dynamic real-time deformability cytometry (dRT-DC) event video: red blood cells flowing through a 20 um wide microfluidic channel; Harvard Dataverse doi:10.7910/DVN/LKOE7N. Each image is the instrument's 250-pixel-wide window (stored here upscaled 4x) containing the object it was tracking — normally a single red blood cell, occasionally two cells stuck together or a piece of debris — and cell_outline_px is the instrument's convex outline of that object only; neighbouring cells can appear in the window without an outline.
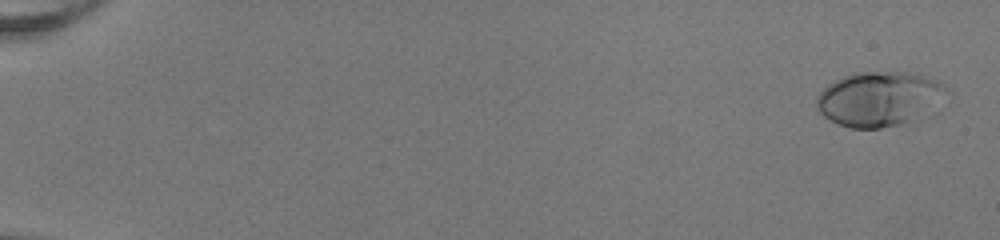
{"species": "human", "species_latin": "Homo sapiens", "temperature_condition": "room temperature", "stored_images_in_passage": 52, "camera_frame_rate_fps": 3000, "um_per_image_px": 0.085, "donor": {"sex": "female"}, "frame": {"image": 1, "passage_image": 2, "time_ms": 0.333, "image_size_px": [1000, 240], "cell_outline_px": [[944, 88], [908, 120], [900, 124], [880, 128], [852, 128], [836, 124], [828, 120], [816, 108], [816, 96], [828, 84], [844, 76], [856, 72], [908, 72], [924, 76], [936, 80]], "centroid_in_image_um": [74.44, 8.38], "position_along_channel_um": 10.6, "area_um2": 39.02}}
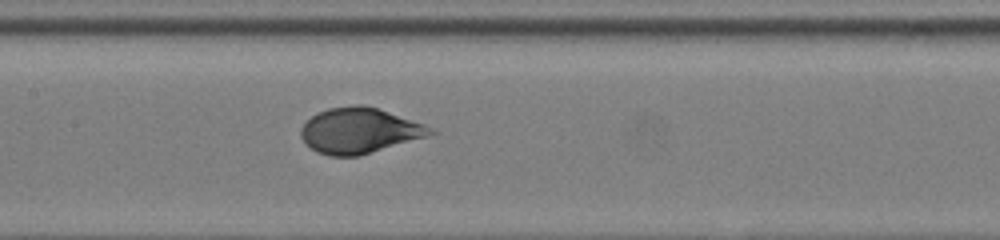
{"frame": {"image": 2, "passage_image": 28, "time_ms": 9.0, "image_size_px": [1000, 240], "cell_outline_px": [[440, 132], [428, 136], [360, 156], [328, 156], [316, 152], [300, 136], [300, 128], [312, 116], [328, 108], [352, 104], [360, 104], [376, 108], [424, 124]], "centroid_in_image_um": [30.56, 11.11], "position_along_channel_um": 176.8, "area_um2": 34.22}}
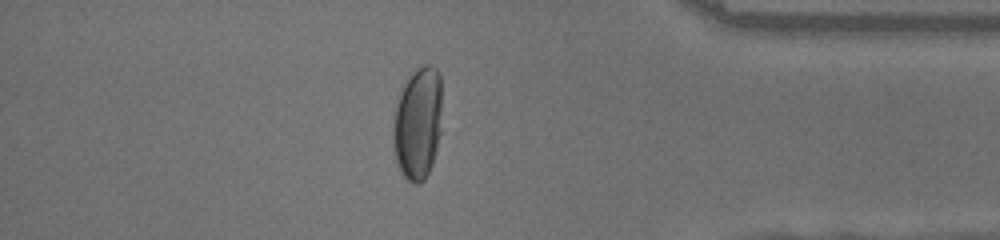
{"frame": {"image": 3, "passage_image": 46, "time_ms": 15.0, "image_size_px": [1000, 240], "cell_outline_px": [[440, 132], [436, 152], [432, 164], [424, 180], [420, 184], [416, 184], [408, 180], [400, 172], [396, 164], [392, 136], [392, 128], [396, 108], [404, 84], [416, 68], [424, 64], [428, 64], [436, 68], [440, 76]], "centroid_in_image_um": [35.5, 10.52], "position_along_channel_um": 399.7, "area_um2": 31.96}, "authors_computed_cell_mechanics": {"area_um2": 35.3447, "velocity_mm_per_s": 4.0537, "shape_relaxation_time_tau1_ms": 4.5178, "shape_relaxation_time_tau2_ms": null, "deformation_change_tau1": 0.2323, "deformation_change_tau2": null}}